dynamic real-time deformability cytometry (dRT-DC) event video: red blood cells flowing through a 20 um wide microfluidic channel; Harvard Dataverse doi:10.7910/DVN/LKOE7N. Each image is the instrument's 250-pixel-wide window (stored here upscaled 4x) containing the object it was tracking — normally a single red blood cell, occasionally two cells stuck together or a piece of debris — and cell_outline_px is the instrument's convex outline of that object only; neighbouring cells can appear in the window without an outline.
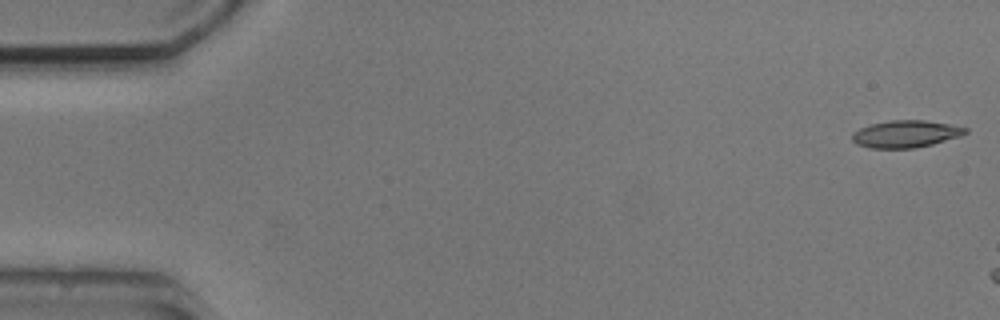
{"species": "common noctule bat (a hibernating species)", "species_latin": "Nyctalus noctula", "temperature_condition": "cold", "stored_images_in_passage": 3, "camera_frame_rate_fps": 3000, "um_per_image_px": 0.085, "animal": {"sex": "male", "body_mass_g": 20.5, "forearm_length_mm": 52.5}, "frame": {"image": 1, "passage_image": 1, "time_ms": 0.0, "image_size_px": [1000, 320], "cell_outline_px": [[968, 132], [960, 136], [932, 144], [912, 148], [872, 148], [856, 144], [852, 140], [852, 132], [860, 128], [872, 124], [892, 120], [924, 120], [948, 124], [968, 128]], "centroid_in_image_um": [76.97, 11.38], "position_along_channel_um": 8.0, "area_um2": 17.74}}